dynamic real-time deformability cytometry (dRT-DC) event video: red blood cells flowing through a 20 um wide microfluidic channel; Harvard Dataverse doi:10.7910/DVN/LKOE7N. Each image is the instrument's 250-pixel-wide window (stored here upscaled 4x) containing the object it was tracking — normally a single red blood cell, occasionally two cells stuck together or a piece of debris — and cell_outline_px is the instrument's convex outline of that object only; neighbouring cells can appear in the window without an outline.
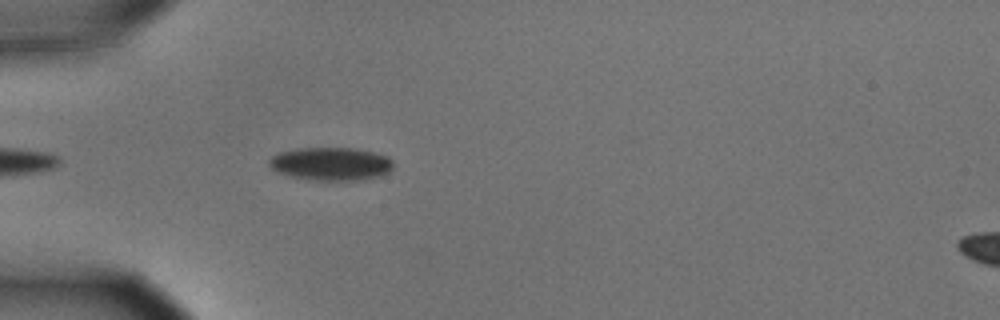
{"species": "common noctule bat (a hibernating species)", "species_latin": "Nyctalus noctula", "temperature_condition": "cold", "stored_images_in_passage": 11, "camera_frame_rate_fps": 3000, "um_per_image_px": 0.085, "animal": {"sex": "male", "body_mass_g": 15.6}, "frame": {"image": 1, "passage_image": 4, "time_ms": 1.0, "image_size_px": [1000, 320], "cell_outline_px": [[392, 168], [388, 172], [380, 176], [364, 180], [316, 180], [292, 176], [280, 172], [272, 168], [268, 164], [268, 160], [272, 156], [280, 152], [296, 148], [356, 148], [388, 156], [392, 160]], "centroid_in_image_um": [28.15, 13.92], "position_along_channel_um": 56.8, "area_um2": 23.87}}